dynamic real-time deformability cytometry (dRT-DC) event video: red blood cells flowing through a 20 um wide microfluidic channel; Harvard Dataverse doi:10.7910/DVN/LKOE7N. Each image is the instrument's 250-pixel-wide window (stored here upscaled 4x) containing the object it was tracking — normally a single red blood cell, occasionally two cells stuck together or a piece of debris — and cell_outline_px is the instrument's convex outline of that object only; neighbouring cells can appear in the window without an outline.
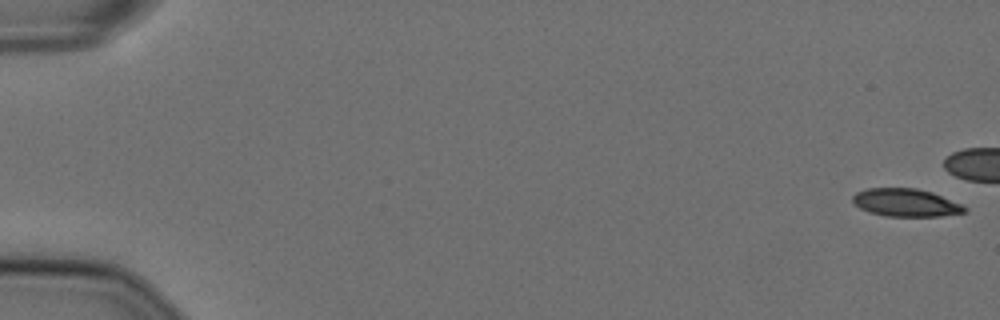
{"species": "Egyptian fruit bat (a non-hibernating species)", "species_latin": "Rousettus aegyptiacus", "temperature_condition": "cold", "stored_images_in_passage": 26, "camera_frame_rate_fps": 3000, "um_per_image_px": 0.085, "animal": {"sex": "female"}, "frame": {"image": 1, "passage_image": 1, "time_ms": 0.0, "image_size_px": [1000, 320], "cell_outline_px": [[968, 212], [940, 216], [884, 216], [868, 212], [860, 208], [852, 200], [852, 196], [856, 192], [864, 188], [916, 188], [932, 192], [964, 204], [968, 208]], "centroid_in_image_um": [77.03, 17.22], "position_along_channel_um": 8.0, "area_um2": 18.44}}
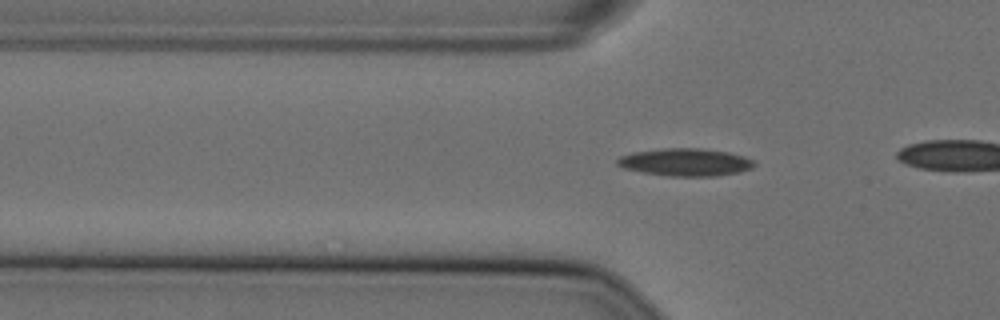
{"frame": {"image": 2, "passage_image": 19, "time_ms": 6.0, "image_size_px": [1000, 320], "cell_outline_px": [[756, 164], [752, 168], [740, 172], [716, 176], [668, 176], [644, 172], [624, 168], [616, 164], [616, 160], [620, 156], [632, 152], [664, 148], [700, 148], [728, 152], [744, 156], [752, 160]], "centroid_in_image_um": [58.26, 13.78], "position_along_channel_um": 67.5, "area_um2": 22.02}}